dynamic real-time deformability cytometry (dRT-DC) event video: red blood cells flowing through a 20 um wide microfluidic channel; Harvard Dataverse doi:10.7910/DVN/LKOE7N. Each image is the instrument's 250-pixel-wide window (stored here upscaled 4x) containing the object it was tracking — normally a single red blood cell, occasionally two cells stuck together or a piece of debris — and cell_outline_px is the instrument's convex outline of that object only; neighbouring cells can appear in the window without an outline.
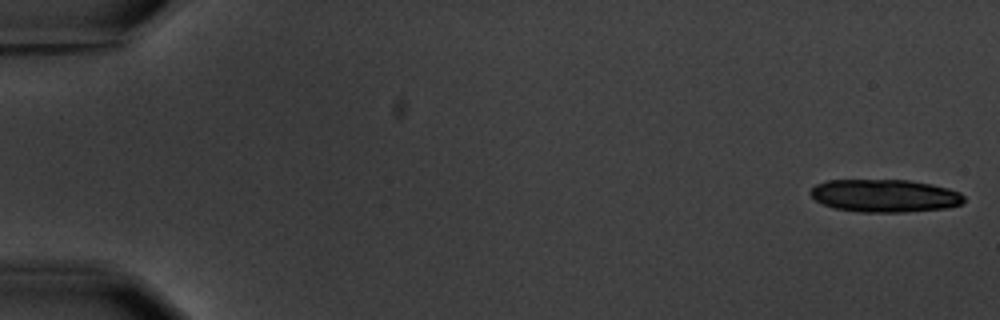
{"species": "common noctule bat (a hibernating species)", "species_latin": "Nyctalus noctula", "temperature_condition": "warm", "stored_images_in_passage": 5, "camera_frame_rate_fps": 3000, "um_per_image_px": 0.085, "animal": {"sex": "male", "body_mass_g": 20.1, "forearm_length_mm": 53.5}, "frame": {"image": 1, "passage_image": 1, "time_ms": 0.0, "image_size_px": [1000, 320], "cell_outline_px": [[964, 200], [960, 204], [948, 208], [904, 212], [860, 212], [836, 208], [824, 204], [816, 200], [808, 192], [816, 184], [828, 180], [908, 180], [932, 184], [948, 188], [960, 192], [964, 196]], "centroid_in_image_um": [75.22, 16.63], "position_along_channel_um": 9.8, "area_um2": 29.3}}